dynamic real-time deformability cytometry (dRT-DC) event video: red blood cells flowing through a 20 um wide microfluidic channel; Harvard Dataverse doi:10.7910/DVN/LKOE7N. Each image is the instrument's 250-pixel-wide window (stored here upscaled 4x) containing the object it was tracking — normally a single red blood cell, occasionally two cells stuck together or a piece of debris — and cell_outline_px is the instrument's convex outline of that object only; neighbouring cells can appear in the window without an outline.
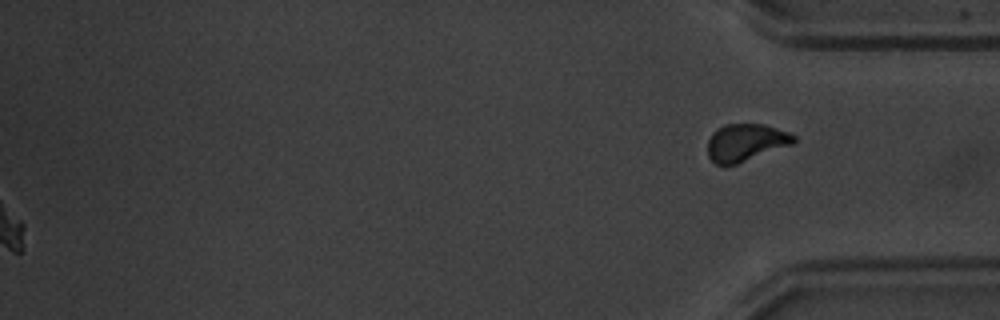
{"species": "common noctule bat (a hibernating species)", "species_latin": "Nyctalus noctula", "temperature_condition": "warm", "stored_images_in_passage": 56, "segment_of_instrument_passage": [2, 2], "camera_frame_rate_fps": 3000, "um_per_image_px": 0.085, "animal": {"sex": "male", "body_mass_g": 20.1, "forearm_length_mm": 53.5}, "frame": {"image": 1, "passage_image": 56, "time_ms": 18.333, "image_size_px": [1000, 320], "cell_outline_px": [[796, 140], [792, 144], [736, 164], [716, 164], [708, 156], [708, 140], [712, 132], [716, 128], [724, 124], [764, 124], [788, 132], [796, 136]], "centroid_in_image_um": [63.37, 12.09], "position_along_channel_um": 371.8, "area_um2": 18.61}}